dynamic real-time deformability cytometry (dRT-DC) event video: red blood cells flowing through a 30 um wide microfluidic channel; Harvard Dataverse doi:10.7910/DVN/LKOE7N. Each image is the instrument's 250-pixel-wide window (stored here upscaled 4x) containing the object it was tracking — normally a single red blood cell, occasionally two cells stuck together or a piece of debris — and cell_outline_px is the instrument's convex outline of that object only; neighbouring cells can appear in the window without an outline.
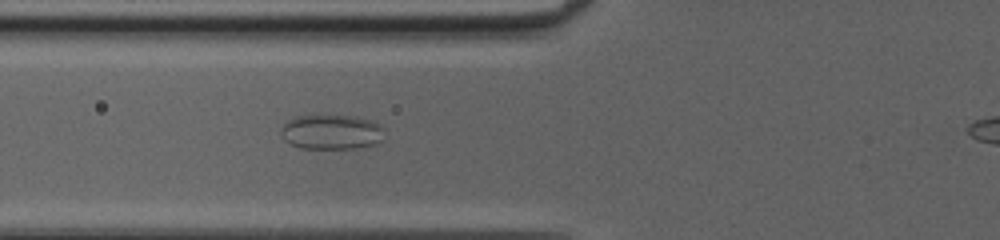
{"species": "common noctule bat (a hibernating species)", "species_latin": "Nyctalus noctula", "temperature_condition": "cold", "stored_images_in_passage": 33, "camera_frame_rate_fps": 3000, "um_per_image_px": 0.085, "animal": {"sex": "female", "body_mass_g": 20.0, "forearm_length_mm": 54.0}, "frame": {"image": 1, "passage_image": 6, "time_ms": 1.667, "image_size_px": [1000, 240], "cell_outline_px": [[384, 128], [380, 140], [376, 144], [352, 148], [300, 148], [284, 140], [280, 132], [280, 128], [288, 120], [296, 116], [320, 112], [324, 112], [356, 116], [380, 124]], "centroid_in_image_um": [28.12, 11.15], "position_along_channel_um": 97.7, "area_um2": 21.68}}
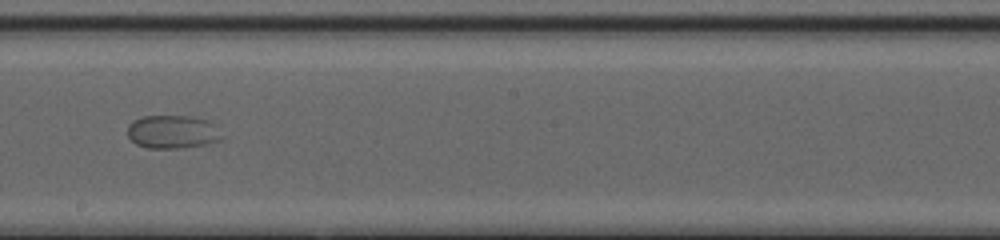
{"frame": {"image": 2, "passage_image": 16, "time_ms": 5.0, "image_size_px": [1000, 240], "cell_outline_px": [[220, 140], [204, 144], [176, 148], [148, 148], [136, 144], [128, 136], [128, 124], [132, 120], [144, 116], [188, 116], [208, 120], [216, 124], [220, 136]], "centroid_in_image_um": [14.63, 11.19], "position_along_channel_um": 233.6, "area_um2": 18.15}}
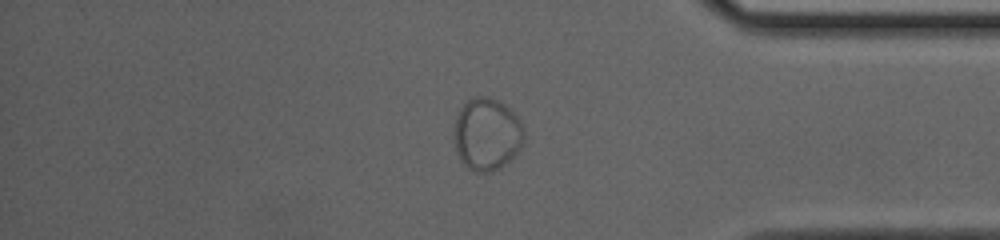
{"frame": {"image": 3, "passage_image": 29, "time_ms": 9.333, "image_size_px": [1000, 240], "cell_outline_px": [[524, 140], [516, 152], [500, 168], [488, 172], [476, 172], [468, 168], [460, 160], [456, 152], [452, 140], [452, 132], [456, 116], [460, 108], [472, 96], [488, 96], [504, 104], [516, 116], [524, 128]], "centroid_in_image_um": [41.32, 11.4], "position_along_channel_um": 393.9, "area_um2": 29.71}}